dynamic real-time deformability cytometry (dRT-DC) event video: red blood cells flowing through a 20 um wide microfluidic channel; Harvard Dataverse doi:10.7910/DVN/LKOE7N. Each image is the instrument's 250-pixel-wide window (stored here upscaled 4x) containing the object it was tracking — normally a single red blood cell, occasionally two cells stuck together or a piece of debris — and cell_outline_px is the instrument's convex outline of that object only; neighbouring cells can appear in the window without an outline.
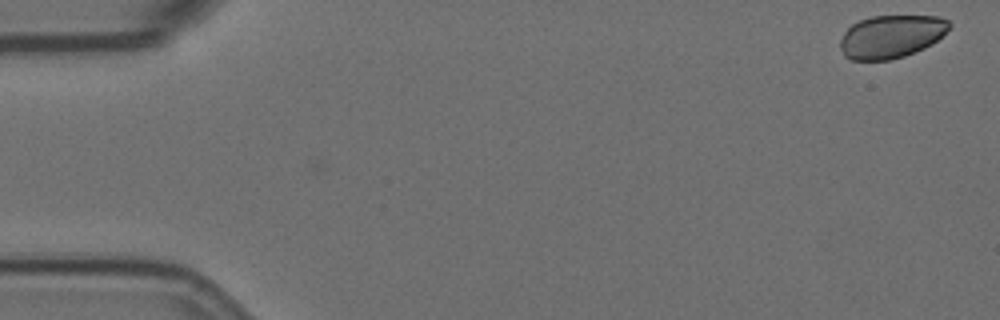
{"species": "Egyptian fruit bat (a non-hibernating species)", "species_latin": "Rousettus aegyptiacus", "temperature_condition": "room temperature", "stored_images_in_passage": 4, "camera_frame_rate_fps": 3000, "um_per_image_px": 0.085, "animal": {"sex": "female"}, "frame": {"image": 1, "passage_image": 1, "time_ms": 0.0, "image_size_px": [1000, 320], "cell_outline_px": [[952, 24], [932, 44], [924, 48], [904, 56], [888, 60], [852, 60], [844, 56], [840, 48], [840, 40], [844, 32], [852, 24], [860, 20], [872, 16], [940, 16], [948, 20]], "centroid_in_image_um": [75.72, 3.1], "position_along_channel_um": 9.3, "area_um2": 27.22}}